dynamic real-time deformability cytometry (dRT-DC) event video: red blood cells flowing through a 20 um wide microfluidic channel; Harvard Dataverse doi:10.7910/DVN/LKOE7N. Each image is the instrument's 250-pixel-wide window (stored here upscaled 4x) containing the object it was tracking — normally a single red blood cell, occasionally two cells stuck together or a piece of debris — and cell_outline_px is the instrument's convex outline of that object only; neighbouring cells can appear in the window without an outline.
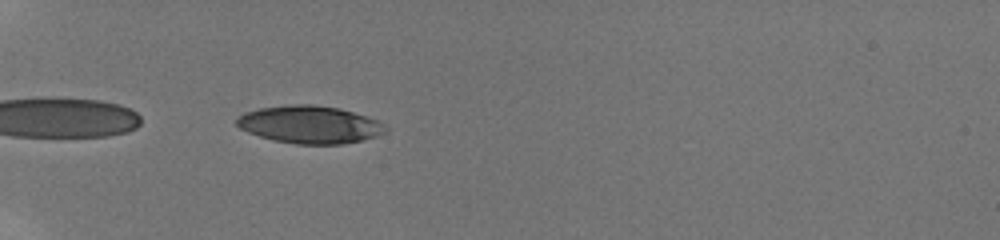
{"species": "human", "species_latin": "Homo sapiens", "temperature_condition": "room temperature", "stored_images_in_passage": 38, "camera_frame_rate_fps": 3000, "um_per_image_px": 0.085, "donor": {"sex": "male"}, "frame": {"image": 1, "passage_image": 2, "time_ms": 0.333, "image_size_px": [1000, 240], "cell_outline_px": [[388, 128], [384, 132], [376, 136], [360, 140], [340, 144], [296, 144], [272, 140], [248, 132], [240, 128], [236, 124], [236, 116], [244, 112], [260, 108], [292, 104], [312, 104], [340, 108], [376, 120]], "centroid_in_image_um": [26.27, 10.58], "position_along_channel_um": 58.7, "area_um2": 32.43}}
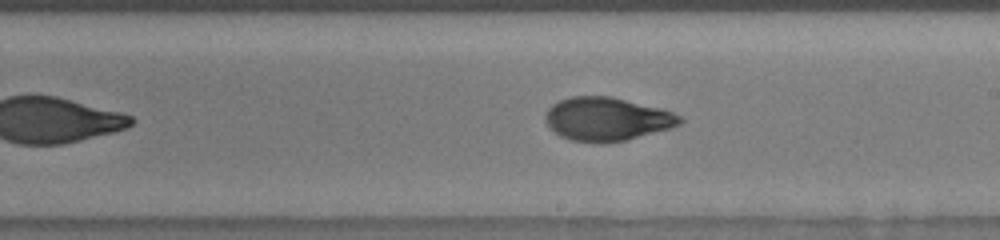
{"frame": {"image": 2, "passage_image": 18, "time_ms": 5.667, "image_size_px": [1000, 240], "cell_outline_px": [[684, 120], [680, 124], [672, 128], [624, 140], [600, 144], [572, 140], [560, 136], [544, 120], [544, 116], [548, 108], [552, 104], [560, 100], [572, 96], [612, 96], [660, 108], [672, 112], [680, 116]], "centroid_in_image_um": [51.58, 10.12], "position_along_channel_um": 237.4, "area_um2": 34.04}}
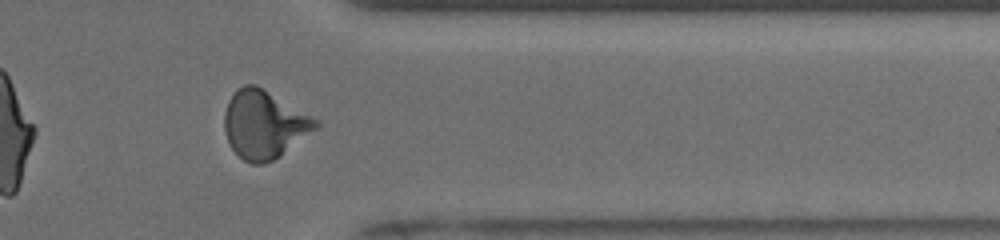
{"frame": {"image": 3, "passage_image": 30, "time_ms": 9.667, "image_size_px": [1000, 240], "cell_outline_px": [[320, 124], [316, 128], [280, 156], [264, 164], [252, 164], [244, 160], [232, 148], [224, 132], [224, 112], [228, 100], [244, 84], [256, 84], [320, 120]], "centroid_in_image_um": [22.45, 10.57], "position_along_channel_um": 389.0, "area_um2": 35.95}, "authors_computed_cell_mechanics": {"area_um2": 33.8997, "velocity_mm_per_s": 3.847, "shape_relaxation_time_tau1_ms": 4.0993, "shape_relaxation_time_tau2_ms": 1.7709, "deformation_change_tau1": 0.1897, "deformation_change_tau2": 0.0679}}